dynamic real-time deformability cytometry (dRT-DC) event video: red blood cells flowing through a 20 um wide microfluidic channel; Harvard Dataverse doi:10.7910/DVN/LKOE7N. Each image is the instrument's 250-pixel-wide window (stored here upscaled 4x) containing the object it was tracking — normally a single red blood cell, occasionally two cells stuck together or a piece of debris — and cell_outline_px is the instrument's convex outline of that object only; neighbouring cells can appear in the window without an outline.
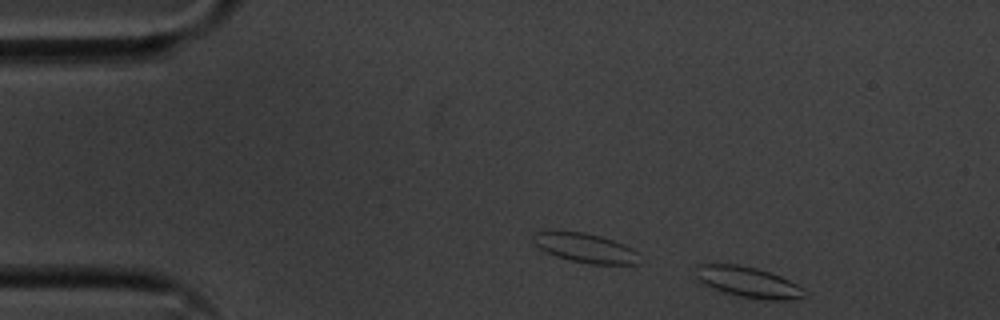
{"species": "common noctule bat (a hibernating species)", "species_latin": "Nyctalus noctula", "temperature_condition": "cold", "stored_images_in_passage": 41, "camera_frame_rate_fps": 3000, "um_per_image_px": 0.085, "animal": {"sex": "male", "body_mass_g": 20.1, "forearm_length_mm": 53.5}, "frame": {"image": 1, "passage_image": 1, "time_ms": 0.0, "image_size_px": [1000, 320], "cell_outline_px": [[808, 296], [788, 300], [768, 300], [740, 296], [720, 292], [700, 284], [696, 276], [696, 264], [736, 264], [756, 268], [780, 276], [796, 284]], "centroid_in_image_um": [63.51, 23.98], "position_along_channel_um": 21.5, "area_um2": 19.48}}
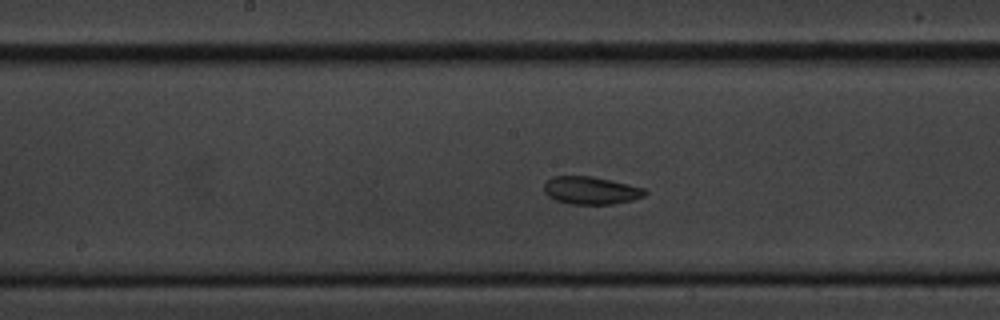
{"frame": {"image": 2, "passage_image": 23, "time_ms": 7.333, "image_size_px": [1000, 320], "cell_outline_px": [[648, 192], [644, 196], [632, 200], [612, 204], [568, 204], [556, 200], [548, 196], [544, 192], [544, 184], [552, 176], [592, 176], [628, 184], [644, 188]], "centroid_in_image_um": [50.21, 16.19], "position_along_channel_um": 198.0, "area_um2": 16.3}}
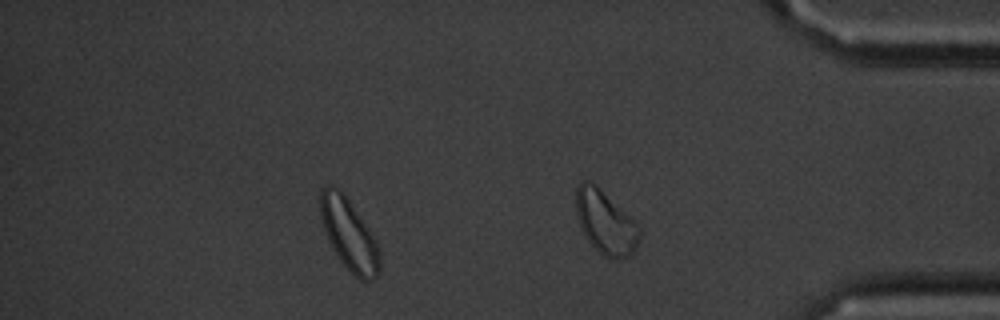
{"frame": {"image": 3, "passage_image": 40, "time_ms": 13.0, "image_size_px": [1000, 320], "cell_outline_px": [[380, 272], [372, 280], [360, 280], [340, 260], [332, 248], [328, 240], [324, 228], [320, 212], [320, 192], [328, 184], [332, 184], [340, 188], [344, 192], [376, 240], [380, 252]], "centroid_in_image_um": [29.67, 19.9], "position_along_channel_um": 405.5, "area_um2": 24.62}, "authors_computed_cell_mechanics": {"area_um2": 16.7042, "velocity_mm_per_s": 3.5022, "shape_relaxation_time_tau1_ms": 2.2698, "shape_relaxation_time_tau2_ms": 6.1346, "deformation_change_tau1": 0.06, "deformation_change_tau2": 0.1073}}